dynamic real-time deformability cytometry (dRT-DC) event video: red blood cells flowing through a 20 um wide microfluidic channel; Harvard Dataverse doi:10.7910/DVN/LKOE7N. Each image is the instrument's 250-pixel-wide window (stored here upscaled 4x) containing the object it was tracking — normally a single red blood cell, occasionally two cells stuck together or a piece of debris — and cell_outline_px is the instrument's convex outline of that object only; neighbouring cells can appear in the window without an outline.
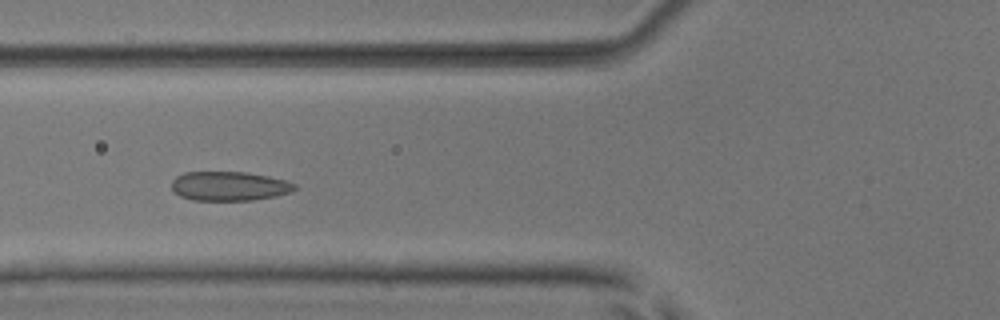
{"species": "common noctule bat (a hibernating species)", "species_latin": "Nyctalus noctula", "temperature_condition": "room temperature", "stored_images_in_passage": 12, "camera_frame_rate_fps": 3000, "um_per_image_px": 0.085, "animal": {"sex": "male", "body_mass_g": 17.9, "forearm_length_mm": 54.2}, "frame": {"image": 1, "passage_image": 6, "time_ms": 1.667, "image_size_px": [1000, 320], "cell_outline_px": [[296, 188], [292, 192], [276, 196], [252, 200], [192, 200], [180, 196], [172, 188], [172, 180], [176, 176], [184, 172], [248, 172], [268, 176], [284, 180], [296, 184]], "centroid_in_image_um": [19.49, 15.81], "position_along_channel_um": 106.3, "area_um2": 20.98}}
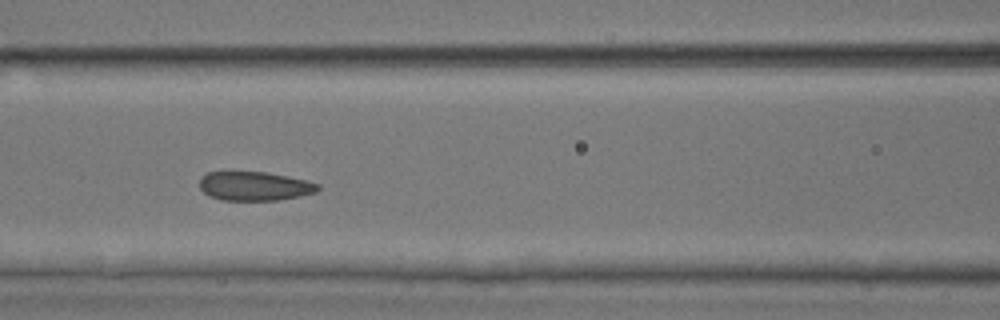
{"frame": {"image": 2, "passage_image": 9, "time_ms": 2.667, "image_size_px": [1000, 320], "cell_outline_px": [[320, 188], [316, 192], [276, 200], [220, 200], [204, 192], [200, 188], [200, 176], [208, 172], [268, 172], [308, 180], [320, 184]], "centroid_in_image_um": [21.65, 15.8], "position_along_channel_um": 145.0, "area_um2": 19.94}}